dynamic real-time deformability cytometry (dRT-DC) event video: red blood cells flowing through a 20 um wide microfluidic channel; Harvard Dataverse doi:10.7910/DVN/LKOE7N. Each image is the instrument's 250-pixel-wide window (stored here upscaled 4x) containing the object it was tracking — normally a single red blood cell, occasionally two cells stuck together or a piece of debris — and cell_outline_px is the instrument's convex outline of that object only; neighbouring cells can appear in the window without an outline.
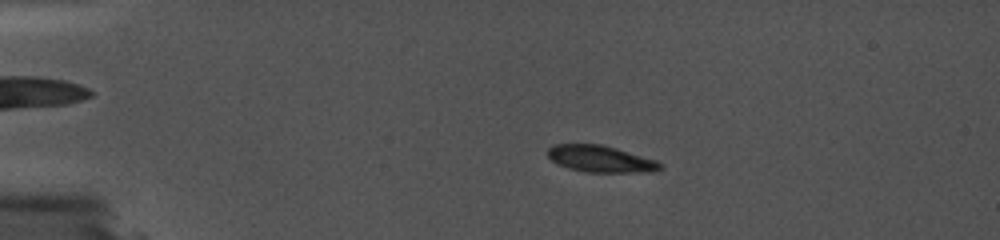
{"species": "common noctule bat (a hibernating species)", "species_latin": "Nyctalus noctula", "temperature_condition": "cold", "stored_images_in_passage": 29, "camera_frame_rate_fps": 5000, "um_per_image_px": 0.085, "animal": {"sex": "female", "body_mass_g": 19.0, "forearm_length_mm": 56.7}, "frame": {"image": 1, "passage_image": 6, "time_ms": 3.4, "image_size_px": [1000, 240], "cell_outline_px": [[664, 168], [652, 172], [584, 172], [568, 168], [552, 160], [548, 156], [548, 148], [552, 144], [600, 144], [616, 148], [656, 160], [664, 164]], "centroid_in_image_um": [51.08, 13.51], "position_along_channel_um": 33.9, "area_um2": 17.51}}
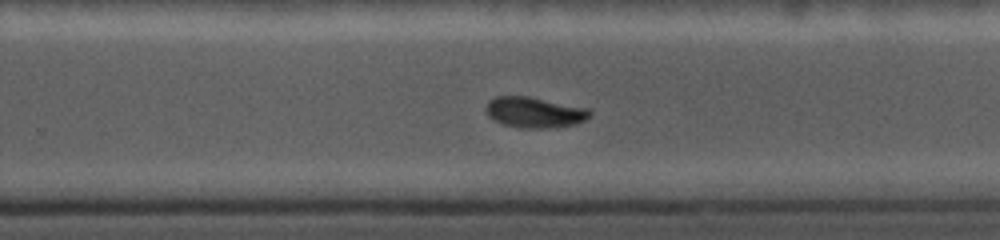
{"frame": {"image": 2, "passage_image": 20, "time_ms": 11.8, "image_size_px": [1000, 240], "cell_outline_px": [[592, 116], [576, 124], [548, 128], [520, 128], [504, 124], [492, 120], [488, 116], [484, 108], [488, 100], [496, 96], [528, 96], [588, 108], [592, 112]], "centroid_in_image_um": [45.41, 9.55], "position_along_channel_um": 284.4, "area_um2": 18.79}}
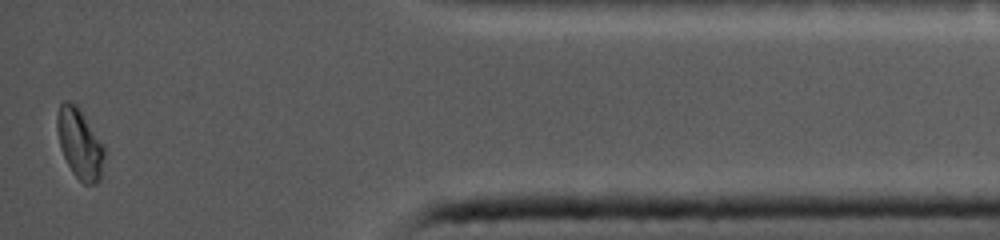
{"frame": {"image": 3, "passage_image": 29, "time_ms": 16.4, "image_size_px": [1000, 240], "cell_outline_px": [[104, 156], [100, 180], [96, 184], [84, 184], [72, 172], [60, 148], [56, 128], [56, 112], [60, 104], [64, 100], [68, 100], [76, 104], [80, 108], [104, 148]], "centroid_in_image_um": [6.74, 12.18], "position_along_channel_um": 428.5, "area_um2": 19.25}}